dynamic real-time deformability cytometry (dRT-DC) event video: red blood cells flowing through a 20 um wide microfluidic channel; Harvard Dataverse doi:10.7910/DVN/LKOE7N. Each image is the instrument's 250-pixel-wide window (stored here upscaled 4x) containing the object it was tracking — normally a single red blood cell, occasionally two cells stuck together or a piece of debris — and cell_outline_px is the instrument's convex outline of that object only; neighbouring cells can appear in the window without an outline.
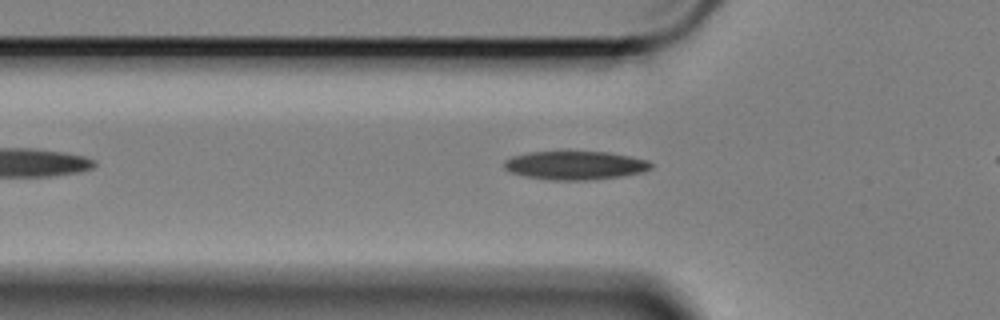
{"species": "Egyptian fruit bat (a non-hibernating species)", "species_latin": "Rousettus aegyptiacus", "temperature_condition": "cold", "stored_images_in_passage": 19, "camera_frame_rate_fps": 3000, "um_per_image_px": 0.085, "animal": {"sex": "female"}, "frame": {"image": 1, "passage_image": 3, "time_ms": 0.667, "image_size_px": [1000, 320], "cell_outline_px": [[652, 168], [644, 172], [620, 176], [592, 180], [548, 180], [524, 176], [508, 172], [504, 168], [504, 160], [512, 156], [528, 152], [560, 148], [608, 152], [632, 156], [648, 160], [652, 164]], "centroid_in_image_um": [48.84, 14.0], "position_along_channel_um": 77.0, "area_um2": 25.84}}
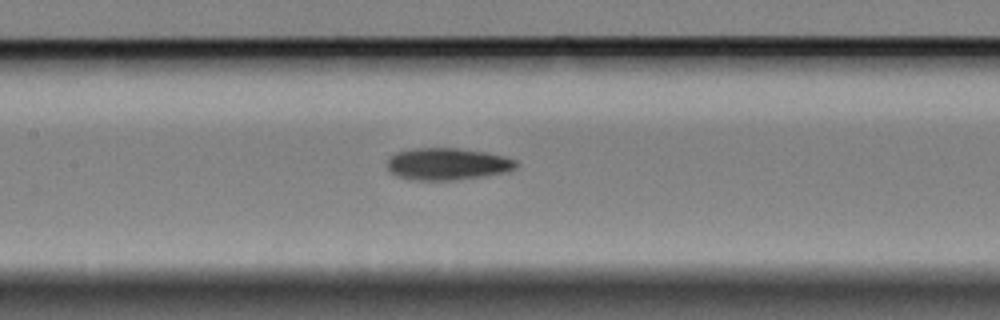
{"frame": {"image": 2, "passage_image": 11, "time_ms": 3.333, "image_size_px": [1000, 320], "cell_outline_px": [[520, 164], [516, 168], [508, 172], [484, 176], [456, 180], [416, 180], [396, 176], [388, 168], [388, 160], [396, 152], [412, 148], [460, 148], [484, 152], [504, 156], [516, 160]], "centroid_in_image_um": [38.08, 13.94], "position_along_channel_um": 169.3, "area_um2": 24.16}}
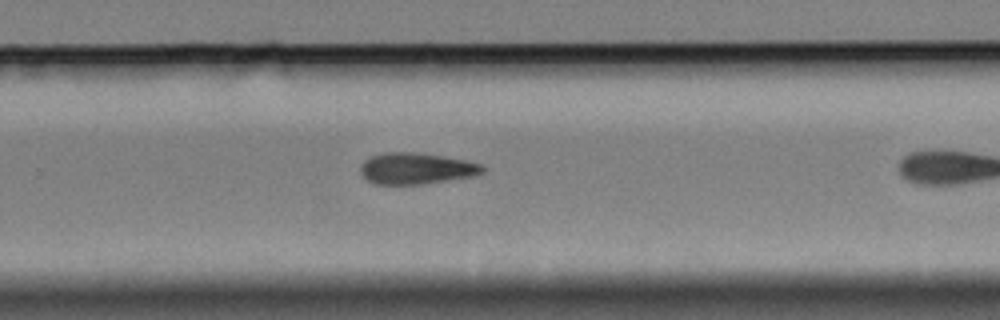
{"frame": {"image": 3, "passage_image": 18, "time_ms": 5.667, "image_size_px": [1000, 320], "cell_outline_px": [[484, 172], [476, 176], [420, 184], [372, 184], [360, 172], [360, 164], [364, 160], [380, 152], [416, 152], [444, 156], [464, 160], [480, 164], [484, 168]], "centroid_in_image_um": [35.36, 14.31], "position_along_channel_um": 294.4, "area_um2": 22.37}}